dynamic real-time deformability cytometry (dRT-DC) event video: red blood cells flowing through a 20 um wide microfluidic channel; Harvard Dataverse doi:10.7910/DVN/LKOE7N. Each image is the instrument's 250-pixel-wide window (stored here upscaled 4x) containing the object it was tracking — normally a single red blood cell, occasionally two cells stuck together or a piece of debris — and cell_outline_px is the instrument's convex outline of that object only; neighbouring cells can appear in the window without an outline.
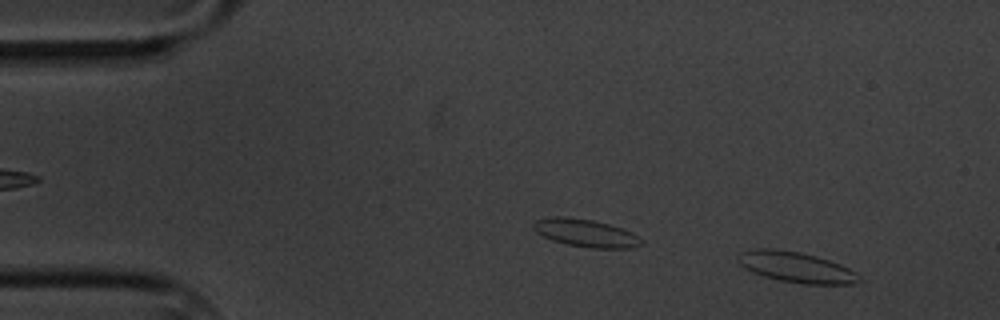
{"species": "common noctule bat (a hibernating species)", "species_latin": "Nyctalus noctula", "temperature_condition": "cold", "stored_images_in_passage": 4, "camera_frame_rate_fps": 3000, "um_per_image_px": 0.085, "animal": {"sex": "male", "body_mass_g": 20.1, "forearm_length_mm": 53.5}, "frame": {"image": 1, "passage_image": 1, "time_ms": 0.0, "image_size_px": [1000, 320], "cell_outline_px": [[864, 280], [856, 284], [804, 284], [780, 280], [764, 276], [752, 272], [744, 268], [736, 260], [736, 256], [740, 252], [756, 248], [768, 248], [800, 252], [816, 256], [840, 264], [856, 272]], "centroid_in_image_um": [67.68, 22.71], "position_along_channel_um": 17.3, "area_um2": 21.73}}